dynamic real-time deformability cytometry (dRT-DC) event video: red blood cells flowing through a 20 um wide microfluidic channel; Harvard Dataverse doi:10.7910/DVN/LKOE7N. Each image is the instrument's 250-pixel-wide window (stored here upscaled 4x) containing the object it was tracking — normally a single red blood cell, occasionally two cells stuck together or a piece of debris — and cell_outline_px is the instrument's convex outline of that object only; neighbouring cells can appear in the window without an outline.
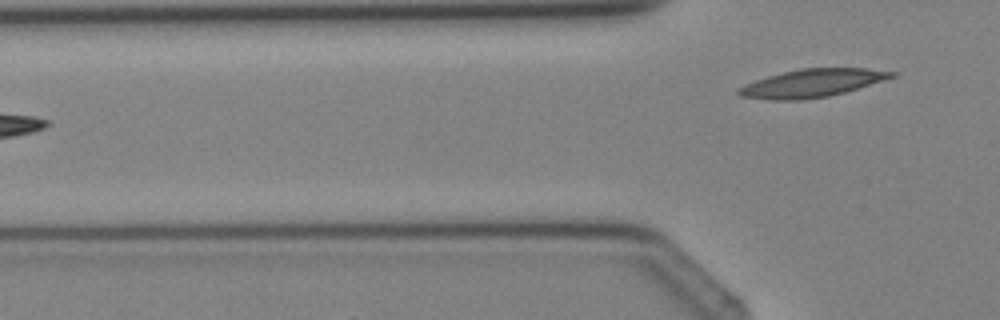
{"species": "Egyptian fruit bat (a non-hibernating species)", "species_latin": "Rousettus aegyptiacus", "temperature_condition": "cold", "stored_images_in_passage": 4, "camera_frame_rate_fps": 3000, "um_per_image_px": 0.085, "animal": {"sex": "female"}, "frame": {"image": 1, "passage_image": 4, "time_ms": 3.333, "image_size_px": [1000, 320], "cell_outline_px": [[900, 72], [896, 76], [844, 92], [828, 96], [796, 100], [772, 100], [740, 96], [736, 92], [736, 88], [744, 84], [768, 76], [800, 68], [868, 68]], "centroid_in_image_um": [69.02, 7.06], "position_along_channel_um": 56.8, "area_um2": 24.85}}